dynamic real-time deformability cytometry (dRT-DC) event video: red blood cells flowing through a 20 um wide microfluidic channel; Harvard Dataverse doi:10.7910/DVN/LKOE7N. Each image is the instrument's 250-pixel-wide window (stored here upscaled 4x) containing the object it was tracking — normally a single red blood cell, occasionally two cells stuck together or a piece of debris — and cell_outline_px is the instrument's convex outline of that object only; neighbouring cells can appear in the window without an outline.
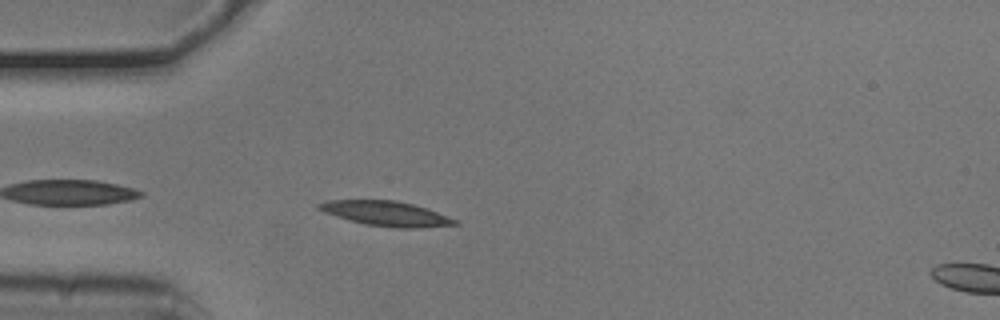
{"species": "common noctule bat (a hibernating species)", "species_latin": "Nyctalus noctula", "temperature_condition": "cold", "stored_images_in_passage": 33, "camera_frame_rate_fps": 3000, "um_per_image_px": 0.085, "animal": {"sex": "male", "body_mass_g": 20.5, "forearm_length_mm": 52.5}, "frame": {"image": 1, "passage_image": 3, "time_ms": 0.667, "image_size_px": [1000, 320], "cell_outline_px": [[460, 224], [420, 228], [396, 228], [364, 224], [336, 216], [324, 212], [316, 208], [316, 204], [328, 200], [396, 200], [412, 204], [436, 212], [456, 220]], "centroid_in_image_um": [32.78, 18.15], "position_along_channel_um": 52.2, "area_um2": 19.48}}
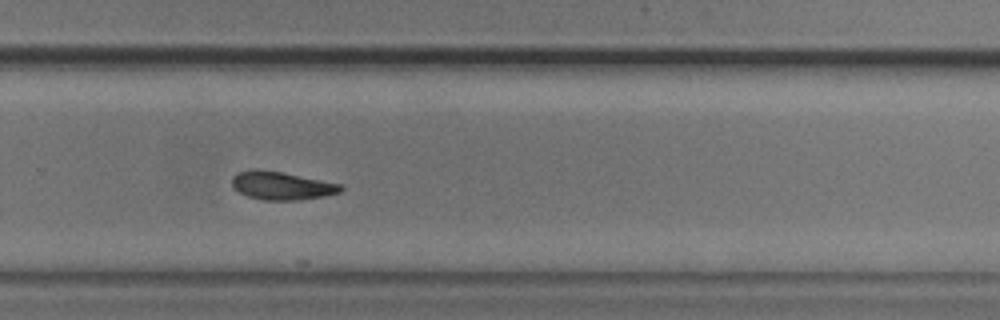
{"frame": {"image": 2, "passage_image": 24, "time_ms": 7.667, "image_size_px": [1000, 320], "cell_outline_px": [[344, 188], [340, 192], [324, 196], [300, 200], [264, 200], [248, 196], [240, 192], [232, 184], [232, 176], [236, 172], [252, 168], [256, 168], [280, 172], [344, 184]], "centroid_in_image_um": [23.95, 15.77], "position_along_channel_um": 305.8, "area_um2": 17.92}}
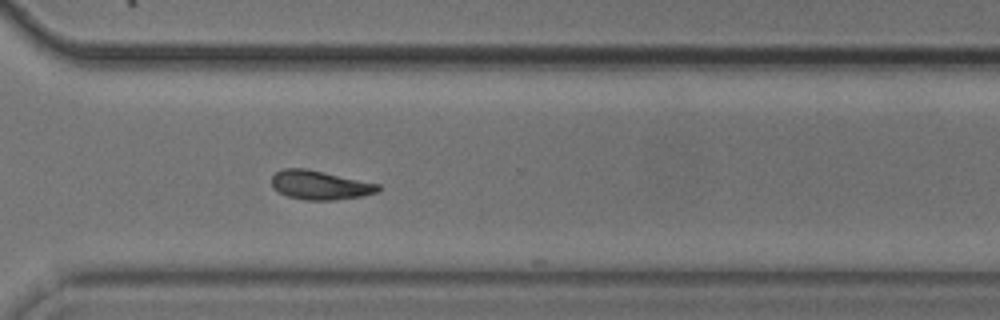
{"frame": {"image": 3, "passage_image": 27, "time_ms": 8.667, "image_size_px": [1000, 320], "cell_outline_px": [[380, 188], [376, 192], [360, 196], [336, 200], [304, 200], [288, 196], [272, 188], [272, 176], [276, 172], [284, 168], [304, 168], [380, 184]], "centroid_in_image_um": [27.17, 15.73], "position_along_channel_um": 343.4, "area_um2": 17.8}, "authors_computed_cell_mechanics": {"area_um2": 18.2648, "velocity_mm_per_s": 3.7504, "shape_relaxation_time_tau1_ms": 5.2862, "shape_relaxation_time_tau2_ms": 6.7034, "deformation_change_tau1": 0.1333, "deformation_change_tau2": 0.1292}}